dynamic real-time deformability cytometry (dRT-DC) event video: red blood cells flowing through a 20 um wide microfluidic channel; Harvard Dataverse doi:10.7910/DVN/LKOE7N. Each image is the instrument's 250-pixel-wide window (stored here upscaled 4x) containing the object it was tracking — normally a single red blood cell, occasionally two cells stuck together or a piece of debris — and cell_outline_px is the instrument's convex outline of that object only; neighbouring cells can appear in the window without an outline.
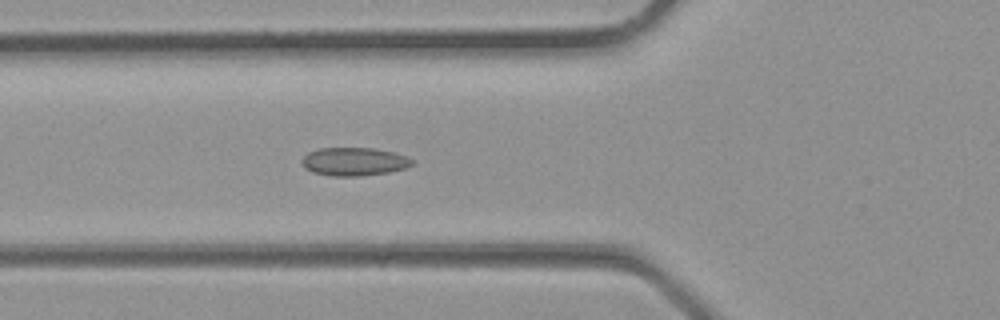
{"species": "common noctule bat (a hibernating species)", "species_latin": "Nyctalus noctula", "temperature_condition": "room temperature", "stored_images_in_passage": 19, "camera_frame_rate_fps": 3000, "um_per_image_px": 0.085, "animal": {"sex": "male", "body_mass_g": 23.1, "forearm_length_mm": 52.7}, "frame": {"image": 1, "passage_image": 3, "time_ms": 0.667, "image_size_px": [1000, 320], "cell_outline_px": [[412, 164], [404, 168], [388, 172], [360, 176], [332, 176], [312, 172], [304, 168], [300, 160], [308, 152], [320, 148], [376, 148], [392, 152], [404, 156], [412, 160]], "centroid_in_image_um": [30.03, 13.73], "position_along_channel_um": 95.8, "area_um2": 18.03}}
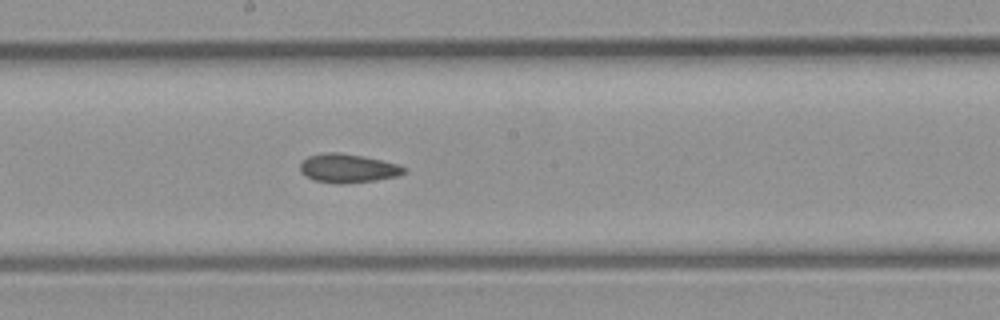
{"frame": {"image": 2, "passage_image": 9, "time_ms": 2.667, "image_size_px": [1000, 320], "cell_outline_px": [[408, 168], [404, 172], [396, 176], [372, 180], [340, 184], [316, 180], [300, 172], [300, 164], [308, 156], [324, 152], [340, 152], [364, 156], [396, 164]], "centroid_in_image_um": [29.55, 14.28], "position_along_channel_um": 218.7, "area_um2": 17.11}}
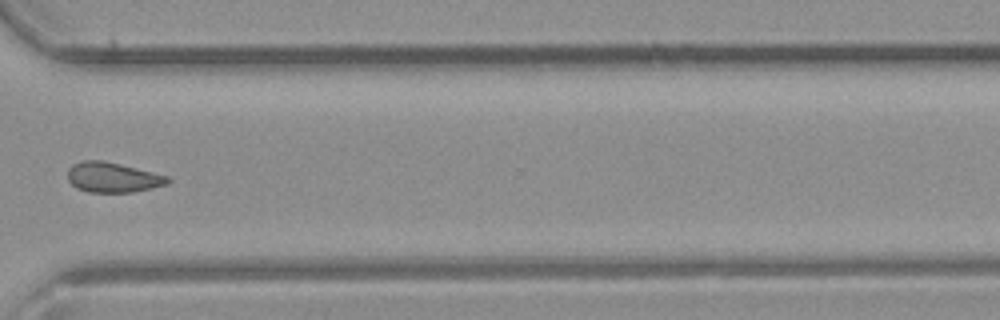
{"frame": {"image": 3, "passage_image": 16, "time_ms": 5.0, "image_size_px": [1000, 320], "cell_outline_px": [[172, 180], [168, 184], [132, 192], [88, 192], [76, 188], [68, 180], [68, 168], [72, 164], [84, 160], [104, 160], [168, 176]], "centroid_in_image_um": [9.56, 15.07], "position_along_channel_um": 361.0, "area_um2": 17.51}}